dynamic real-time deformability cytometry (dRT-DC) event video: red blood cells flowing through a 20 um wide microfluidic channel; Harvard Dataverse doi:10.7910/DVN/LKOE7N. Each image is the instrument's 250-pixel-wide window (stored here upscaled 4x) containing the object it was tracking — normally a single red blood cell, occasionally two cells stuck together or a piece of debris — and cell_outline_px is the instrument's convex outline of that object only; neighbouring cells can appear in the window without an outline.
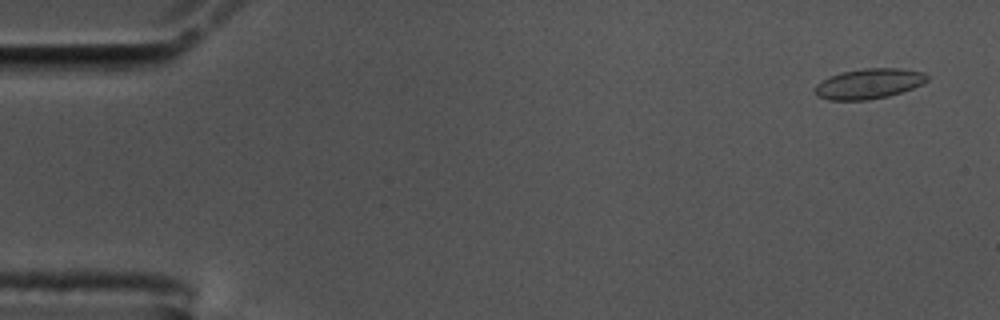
{"species": "common noctule bat (a hibernating species)", "species_latin": "Nyctalus noctula", "temperature_condition": "cold", "stored_images_in_passage": 55, "camera_frame_rate_fps": 3000, "um_per_image_px": 0.085, "animal": {"sex": "male", "body_mass_g": 17.5, "forearm_length_mm": 52.3}, "frame": {"image": 1, "passage_image": 3, "time_ms": 0.667, "image_size_px": [1000, 320], "cell_outline_px": [[928, 80], [912, 88], [888, 96], [868, 100], [828, 100], [816, 96], [812, 88], [820, 80], [828, 76], [840, 72], [864, 68], [900, 68], [924, 72], [928, 76]], "centroid_in_image_um": [73.77, 7.11], "position_along_channel_um": 11.2, "area_um2": 20.0}}
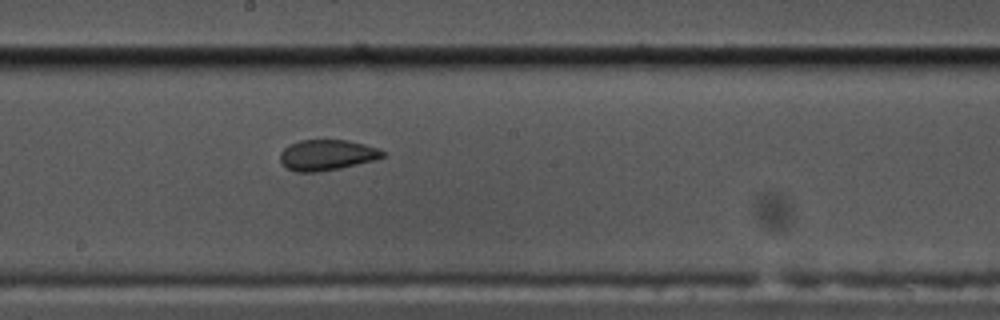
{"frame": {"image": 2, "passage_image": 31, "time_ms": 10.0, "image_size_px": [1000, 320], "cell_outline_px": [[384, 156], [372, 160], [340, 168], [316, 172], [296, 172], [288, 168], [280, 160], [280, 152], [288, 144], [300, 140], [348, 140], [364, 144], [376, 148], [384, 152]], "centroid_in_image_um": [27.74, 13.16], "position_along_channel_um": 220.5, "area_um2": 18.09}}
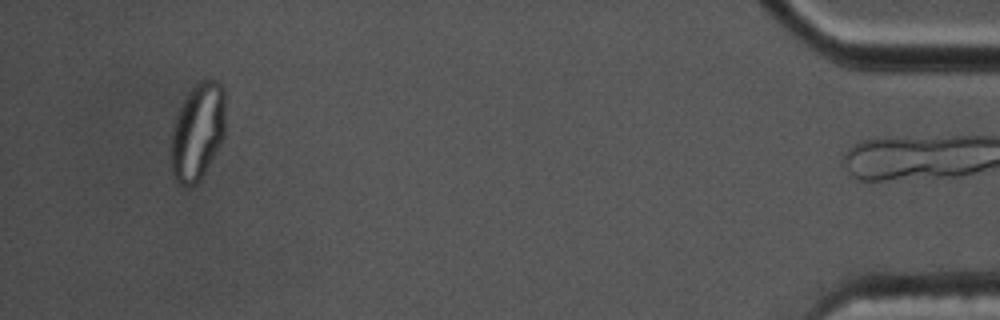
{"frame": {"image": 3, "passage_image": 54, "time_ms": 17.667, "image_size_px": [1000, 320], "cell_outline_px": [[224, 136], [220, 144], [200, 180], [192, 188], [184, 188], [176, 180], [172, 172], [168, 152], [172, 128], [176, 112], [188, 92], [200, 80], [216, 80], [224, 88]], "centroid_in_image_um": [16.74, 11.23], "position_along_channel_um": 418.5, "area_um2": 31.44}}